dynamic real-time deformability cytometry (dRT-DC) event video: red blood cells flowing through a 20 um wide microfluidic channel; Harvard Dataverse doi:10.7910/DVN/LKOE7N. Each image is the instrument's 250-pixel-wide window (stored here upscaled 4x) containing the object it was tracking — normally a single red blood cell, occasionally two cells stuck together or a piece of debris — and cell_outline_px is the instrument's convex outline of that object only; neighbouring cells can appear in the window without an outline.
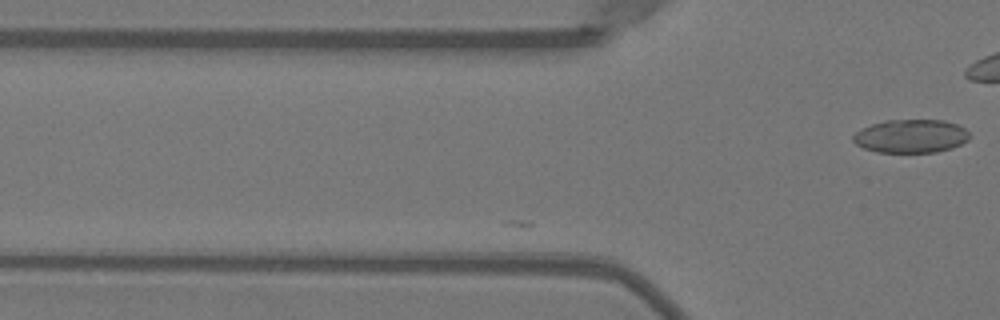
{"species": "Egyptian fruit bat (a non-hibernating species)", "species_latin": "Rousettus aegyptiacus", "temperature_condition": "warm", "stored_images_in_passage": 6, "camera_frame_rate_fps": 3000, "um_per_image_px": 0.085, "animal": {"sex": "female"}, "frame": {"image": 1, "passage_image": 6, "time_ms": 1.667, "image_size_px": [1000, 320], "cell_outline_px": [[968, 140], [952, 148], [936, 152], [876, 152], [864, 148], [856, 144], [852, 140], [852, 136], [856, 132], [872, 124], [884, 120], [944, 120], [956, 124], [964, 128], [968, 132]], "centroid_in_image_um": [77.41, 11.57], "position_along_channel_um": 48.4, "area_um2": 22.54}}